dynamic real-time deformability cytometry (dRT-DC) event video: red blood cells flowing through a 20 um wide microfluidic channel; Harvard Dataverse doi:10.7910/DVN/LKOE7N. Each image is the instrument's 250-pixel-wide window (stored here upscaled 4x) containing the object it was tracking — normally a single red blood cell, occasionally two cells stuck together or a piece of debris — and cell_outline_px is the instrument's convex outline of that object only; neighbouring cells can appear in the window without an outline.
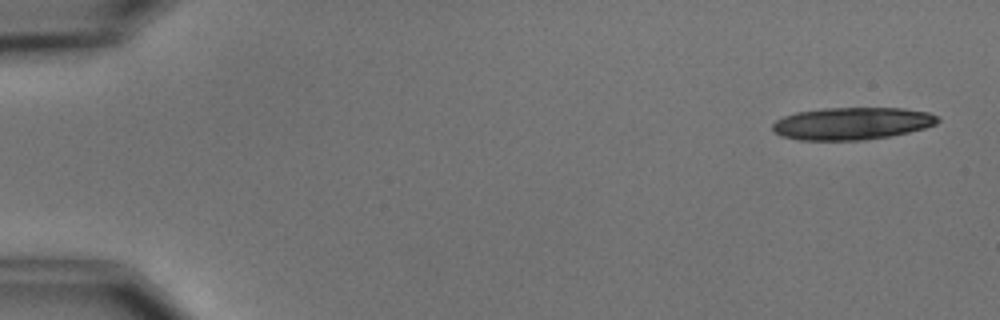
{"species": "common noctule bat (a hibernating species)", "species_latin": "Nyctalus noctula", "temperature_condition": "cold", "stored_images_in_passage": 9, "camera_frame_rate_fps": 3000, "um_per_image_px": 0.085, "animal": {"sex": "male", "body_mass_g": 15.6}, "frame": {"image": 1, "passage_image": 1, "time_ms": 0.0, "image_size_px": [1000, 320], "cell_outline_px": [[940, 120], [936, 124], [924, 128], [908, 132], [888, 136], [860, 140], [796, 140], [780, 136], [772, 128], [772, 124], [776, 120], [784, 116], [796, 112], [824, 108], [904, 108], [928, 112], [936, 116]], "centroid_in_image_um": [72.39, 10.49], "position_along_channel_um": 12.6, "area_um2": 31.1}}